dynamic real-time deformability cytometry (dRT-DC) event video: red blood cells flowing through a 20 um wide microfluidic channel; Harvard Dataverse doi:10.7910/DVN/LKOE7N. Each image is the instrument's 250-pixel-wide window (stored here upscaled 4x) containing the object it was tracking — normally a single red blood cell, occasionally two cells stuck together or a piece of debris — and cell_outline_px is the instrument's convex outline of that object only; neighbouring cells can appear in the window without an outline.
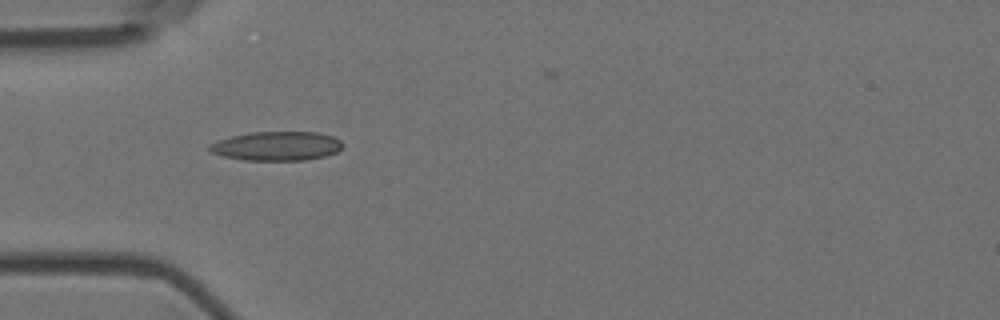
{"species": "Egyptian fruit bat (a non-hibernating species)", "species_latin": "Rousettus aegyptiacus", "temperature_condition": "room temperature", "stored_images_in_passage": 5, "camera_frame_rate_fps": 3000, "um_per_image_px": 0.085, "animal": {"sex": "female"}, "frame": {"image": 1, "passage_image": 4, "time_ms": 1.0, "image_size_px": [1000, 320], "cell_outline_px": [[344, 144], [336, 152], [324, 156], [304, 160], [244, 160], [224, 156], [212, 152], [208, 148], [208, 144], [232, 136], [252, 132], [316, 132], [332, 136], [340, 140]], "centroid_in_image_um": [23.53, 12.41], "position_along_channel_um": 61.5, "area_um2": 22.37}}
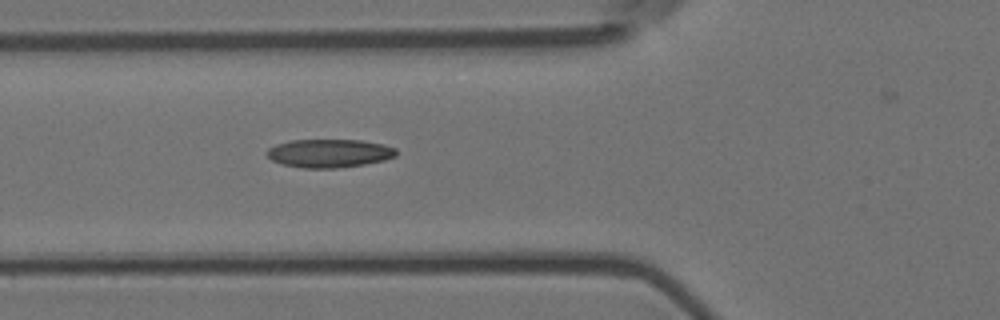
{"frame": {"image": 2, "passage_image": 5, "time_ms": 1.333, "image_size_px": [1000, 320], "cell_outline_px": [[396, 156], [384, 160], [364, 164], [336, 168], [304, 168], [284, 164], [272, 160], [264, 152], [268, 148], [276, 144], [292, 140], [360, 140], [384, 144], [396, 148]], "centroid_in_image_um": [27.98, 13.02], "position_along_channel_um": 97.8, "area_um2": 21.33}}